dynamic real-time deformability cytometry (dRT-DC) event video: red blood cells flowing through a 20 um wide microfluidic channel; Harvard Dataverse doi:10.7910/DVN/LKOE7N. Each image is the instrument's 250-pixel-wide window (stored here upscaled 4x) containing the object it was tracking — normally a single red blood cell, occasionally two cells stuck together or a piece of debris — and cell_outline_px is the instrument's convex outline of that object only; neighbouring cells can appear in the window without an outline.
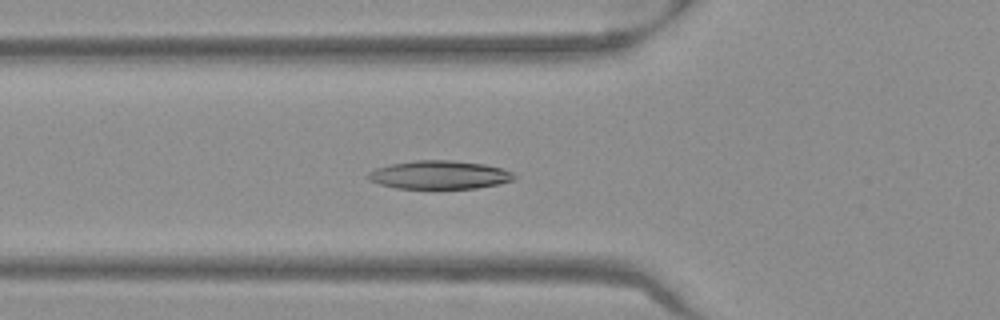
{"species": "Egyptian fruit bat (a non-hibernating species)", "species_latin": "Rousettus aegyptiacus", "temperature_condition": "warm", "stored_images_in_passage": 52, "camera_frame_rate_fps": 3000, "um_per_image_px": 0.085, "frame": {"image": 1, "passage_image": 18, "time_ms": 5.667, "image_size_px": [1000, 320], "cell_outline_px": [[516, 176], [512, 180], [500, 184], [476, 188], [396, 188], [380, 184], [368, 180], [368, 172], [376, 168], [388, 164], [416, 160], [452, 160], [484, 164], [500, 168], [512, 172]], "centroid_in_image_um": [37.33, 14.86], "position_along_channel_um": 88.5, "area_um2": 24.1}}
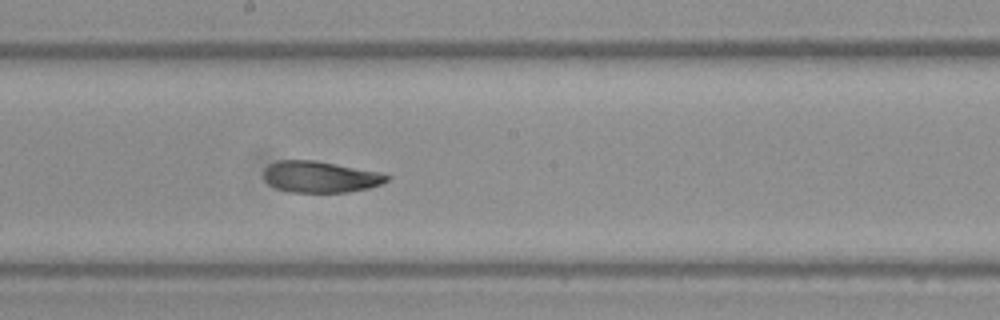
{"frame": {"image": 2, "passage_image": 28, "time_ms": 9.0, "image_size_px": [1000, 320], "cell_outline_px": [[392, 176], [388, 180], [380, 184], [368, 188], [348, 192], [292, 192], [276, 188], [268, 184], [264, 180], [264, 168], [268, 164], [280, 160], [316, 160], [380, 172]], "centroid_in_image_um": [27.21, 15.02], "position_along_channel_um": 221.0, "area_um2": 22.6}}
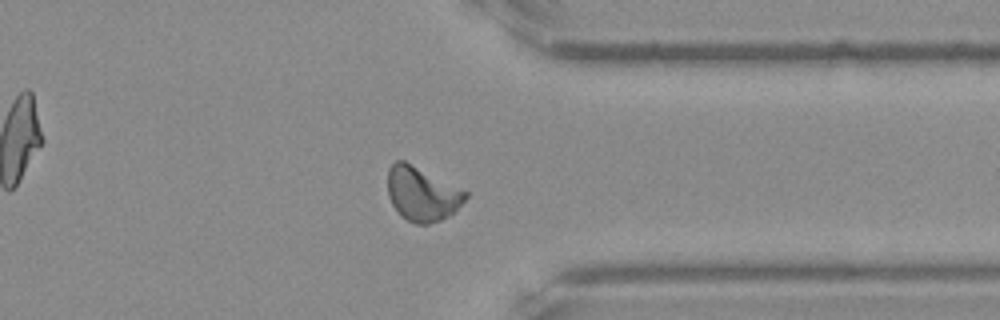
{"frame": {"image": 3, "passage_image": 40, "time_ms": 13.0, "image_size_px": [1000, 320], "cell_outline_px": [[468, 196], [448, 216], [440, 220], [428, 224], [416, 224], [400, 216], [392, 204], [388, 196], [388, 168], [396, 160], [404, 160], [468, 192]], "centroid_in_image_um": [35.83, 16.48], "position_along_channel_um": 375.6, "area_um2": 24.28}, "authors_computed_cell_mechanics": {"area_um2": 23.6691, "velocity_mm_per_s": 3.9545, "shape_relaxation_time_tau1_ms": 3.7701, "shape_relaxation_time_tau2_ms": 2.5279, "deformation_change_tau1": 0.1336, "deformation_change_tau2": 0.0619}}